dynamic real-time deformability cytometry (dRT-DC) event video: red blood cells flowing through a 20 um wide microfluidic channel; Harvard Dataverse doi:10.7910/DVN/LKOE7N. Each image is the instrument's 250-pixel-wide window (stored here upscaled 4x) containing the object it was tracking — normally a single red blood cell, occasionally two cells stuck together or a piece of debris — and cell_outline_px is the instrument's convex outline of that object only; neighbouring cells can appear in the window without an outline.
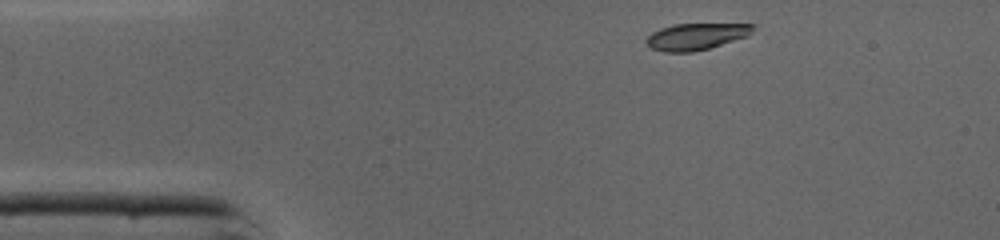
{"species": "common noctule bat (a hibernating species)", "species_latin": "Nyctalus noctula", "temperature_condition": "cold", "stored_images_in_passage": 39, "camera_frame_rate_fps": 3000, "um_per_image_px": 0.085, "animal": {"sex": "male", "body_mass_g": 19.0, "forearm_length_mm": 50.8}, "frame": {"image": 1, "passage_image": 1, "time_ms": 0.0, "image_size_px": [1000, 240], "cell_outline_px": [[756, 24], [752, 32], [748, 36], [708, 48], [692, 52], [664, 52], [652, 48], [644, 40], [652, 32], [660, 28], [676, 24]], "centroid_in_image_um": [59.16, 3.1], "position_along_channel_um": 25.8, "area_um2": 16.42}}
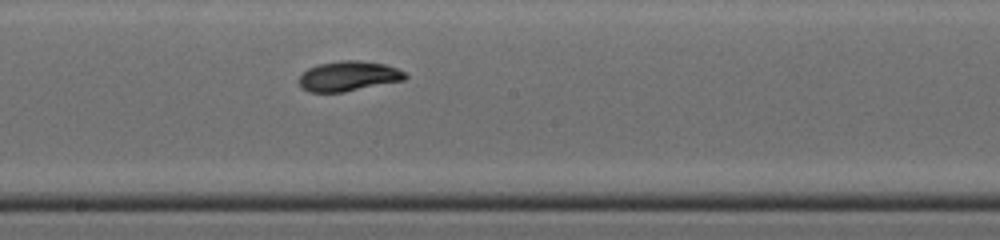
{"frame": {"image": 2, "passage_image": 18, "time_ms": 5.667, "image_size_px": [1000, 240], "cell_outline_px": [[408, 76], [404, 80], [344, 92], [308, 92], [296, 80], [308, 68], [320, 64], [340, 60], [360, 60], [384, 64], [396, 68], [404, 72]], "centroid_in_image_um": [29.61, 6.47], "position_along_channel_um": 218.6, "area_um2": 18.5}}
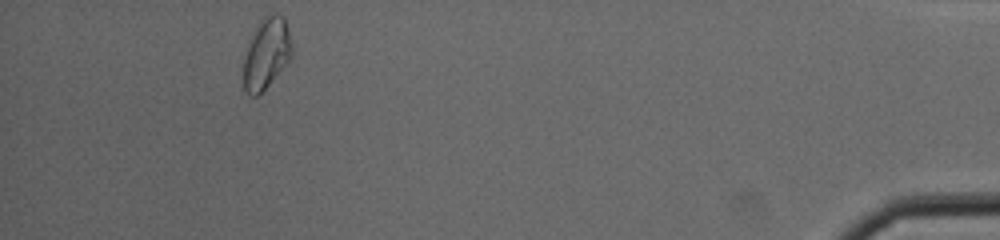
{"frame": {"image": 3, "passage_image": 36, "time_ms": 11.667, "image_size_px": [1000, 240], "cell_outline_px": [[292, 56], [268, 84], [256, 96], [248, 96], [244, 88], [244, 56], [256, 28], [260, 20], [276, 12], [284, 16], [292, 44]], "centroid_in_image_um": [22.66, 4.53], "position_along_channel_um": 412.5, "area_um2": 19.42}, "authors_computed_cell_mechanics": {"area_um2": 18.2648, "velocity_mm_per_s": 4.3677, "shape_relaxation_time_tau1_ms": 2.3209, "shape_relaxation_time_tau2_ms": 1.683, "deformation_change_tau1": 0.1216, "deformation_change_tau2": 0.0493}}